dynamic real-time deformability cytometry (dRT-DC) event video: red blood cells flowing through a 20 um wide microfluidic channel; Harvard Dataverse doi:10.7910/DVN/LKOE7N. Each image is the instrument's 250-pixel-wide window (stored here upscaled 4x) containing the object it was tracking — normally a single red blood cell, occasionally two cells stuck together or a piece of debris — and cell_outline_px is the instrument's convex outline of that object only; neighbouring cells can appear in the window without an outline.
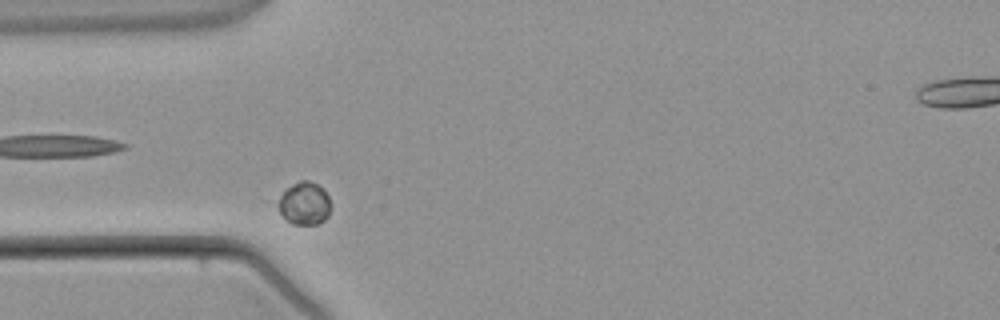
{"species": "common noctule bat (a hibernating species)", "species_latin": "Nyctalus noctula", "temperature_condition": "warm", "stored_images_in_passage": 1, "camera_frame_rate_fps": 3000, "um_per_image_px": 0.085, "animal": {"sex": "male", "body_mass_g": 21.5, "forearm_length_mm": 52.0}, "frame": {"image": 1, "passage_image": 1, "time_ms": 0.0, "image_size_px": [1000, 320], "cell_outline_px": [[332, 204], [328, 216], [324, 220], [316, 224], [292, 224], [280, 212], [280, 196], [292, 184], [300, 180], [308, 180], [324, 188]], "centroid_in_image_um": [25.94, 17.28], "position_along_channel_um": 59.1, "area_um2": 12.95}}